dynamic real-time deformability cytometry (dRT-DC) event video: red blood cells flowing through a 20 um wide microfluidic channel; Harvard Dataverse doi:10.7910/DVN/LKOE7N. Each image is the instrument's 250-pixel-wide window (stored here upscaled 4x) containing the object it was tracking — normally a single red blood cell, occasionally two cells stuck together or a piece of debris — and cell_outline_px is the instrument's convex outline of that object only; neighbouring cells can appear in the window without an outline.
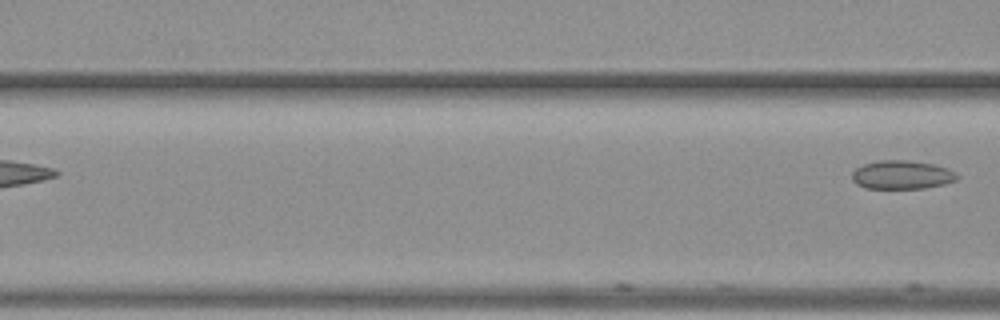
{"species": "common noctule bat (a hibernating species)", "species_latin": "Nyctalus noctula", "temperature_condition": "warm", "stored_images_in_passage": 6, "camera_frame_rate_fps": 3000, "um_per_image_px": 0.085, "animal": {"sex": "female", "body_mass_g": 19.3, "forearm_length_mm": 54.1}, "frame": {"image": 1, "passage_image": 6, "time_ms": 1.667, "image_size_px": [1000, 320], "cell_outline_px": [[960, 176], [956, 180], [944, 184], [924, 188], [864, 188], [856, 184], [852, 180], [852, 172], [856, 168], [864, 164], [880, 160], [908, 160], [936, 164], [948, 168], [956, 172]], "centroid_in_image_um": [76.68, 14.85], "position_along_channel_um": 89.9, "area_um2": 17.69}}